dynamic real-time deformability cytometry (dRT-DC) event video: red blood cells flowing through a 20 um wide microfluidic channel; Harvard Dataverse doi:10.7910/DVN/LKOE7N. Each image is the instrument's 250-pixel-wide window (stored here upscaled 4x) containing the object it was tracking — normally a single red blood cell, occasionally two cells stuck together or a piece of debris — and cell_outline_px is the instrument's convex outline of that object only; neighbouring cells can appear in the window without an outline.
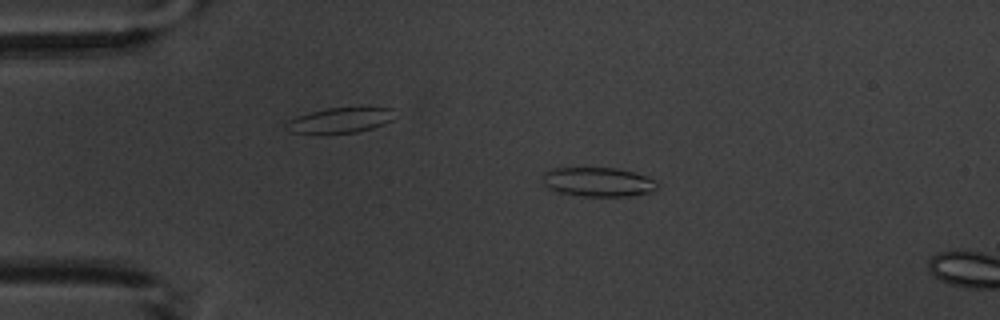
{"species": "common noctule bat (a hibernating species)", "species_latin": "Nyctalus noctula", "temperature_condition": "warm", "stored_images_in_passage": 4, "camera_frame_rate_fps": 3000, "um_per_image_px": 0.085, "animal": {"sex": "male", "body_mass_g": 20.1, "forearm_length_mm": 53.5}, "frame": {"image": 1, "passage_image": 3, "time_ms": 2.0, "image_size_px": [1000, 320], "cell_outline_px": [[656, 188], [648, 192], [628, 196], [580, 196], [556, 192], [548, 188], [544, 184], [544, 172], [548, 168], [616, 168], [632, 172], [656, 180]], "centroid_in_image_um": [50.77, 15.47], "position_along_channel_um": 34.2, "area_um2": 19.36}}